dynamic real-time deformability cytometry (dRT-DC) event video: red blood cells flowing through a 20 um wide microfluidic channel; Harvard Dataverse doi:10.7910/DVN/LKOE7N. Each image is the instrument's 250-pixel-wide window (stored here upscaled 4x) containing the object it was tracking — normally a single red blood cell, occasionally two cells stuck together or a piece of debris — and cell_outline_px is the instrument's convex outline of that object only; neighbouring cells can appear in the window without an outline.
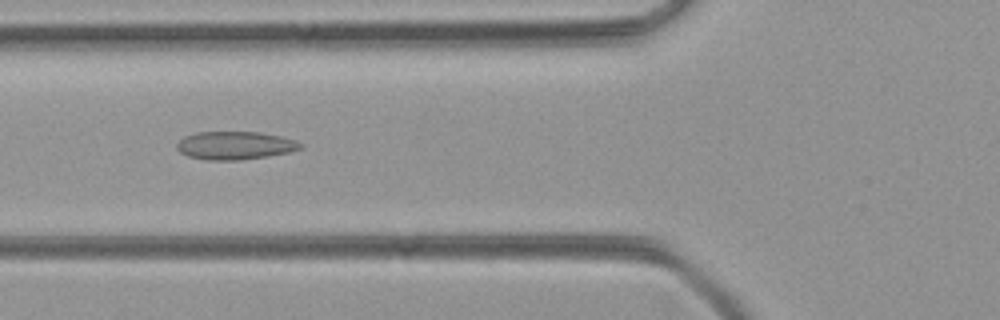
{"species": "common noctule bat (a hibernating species)", "species_latin": "Nyctalus noctula", "temperature_condition": "room temperature", "stored_images_in_passage": 40, "camera_frame_rate_fps": 3000, "um_per_image_px": 0.085, "animal": {"sex": "female", "body_mass_g": 21.9}, "frame": {"image": 1, "passage_image": 11, "time_ms": 3.333, "image_size_px": [1000, 320], "cell_outline_px": [[304, 148], [288, 152], [268, 156], [236, 160], [208, 160], [188, 156], [180, 152], [176, 148], [176, 144], [184, 136], [196, 132], [260, 132], [280, 136], [296, 140], [304, 144]], "centroid_in_image_um": [19.99, 12.36], "position_along_channel_um": 105.8, "area_um2": 20.29}}
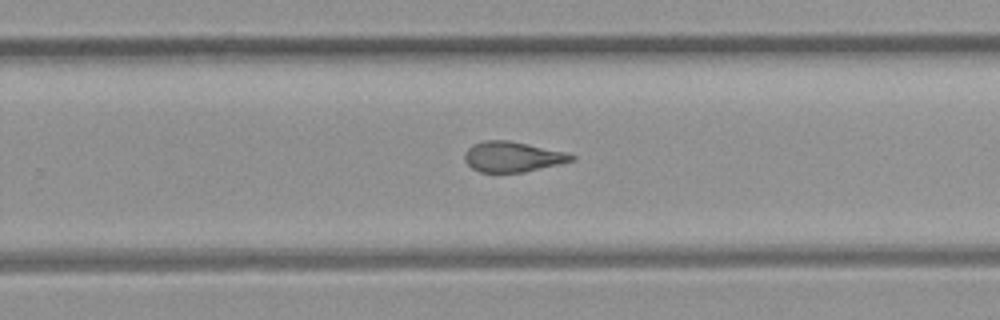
{"frame": {"image": 2, "passage_image": 24, "time_ms": 7.667, "image_size_px": [1000, 320], "cell_outline_px": [[576, 160], [524, 172], [480, 172], [472, 168], [464, 160], [464, 152], [472, 144], [484, 140], [508, 140], [568, 152], [576, 156]], "centroid_in_image_um": [43.57, 13.31], "position_along_channel_um": 286.2, "area_um2": 19.02}}
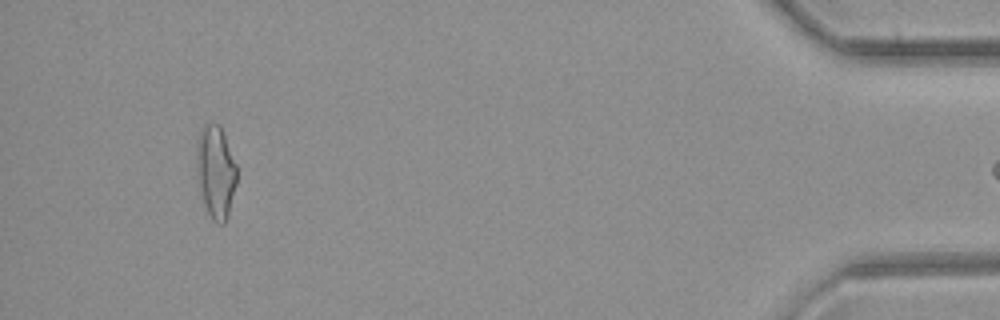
{"frame": {"image": 3, "passage_image": 39, "time_ms": 12.667, "image_size_px": [1000, 320], "cell_outline_px": [[236, 184], [228, 216], [224, 224], [216, 224], [212, 220], [204, 204], [196, 176], [196, 148], [200, 132], [204, 124], [220, 124], [236, 164]], "centroid_in_image_um": [18.32, 14.63], "position_along_channel_um": 416.9, "area_um2": 21.79}}